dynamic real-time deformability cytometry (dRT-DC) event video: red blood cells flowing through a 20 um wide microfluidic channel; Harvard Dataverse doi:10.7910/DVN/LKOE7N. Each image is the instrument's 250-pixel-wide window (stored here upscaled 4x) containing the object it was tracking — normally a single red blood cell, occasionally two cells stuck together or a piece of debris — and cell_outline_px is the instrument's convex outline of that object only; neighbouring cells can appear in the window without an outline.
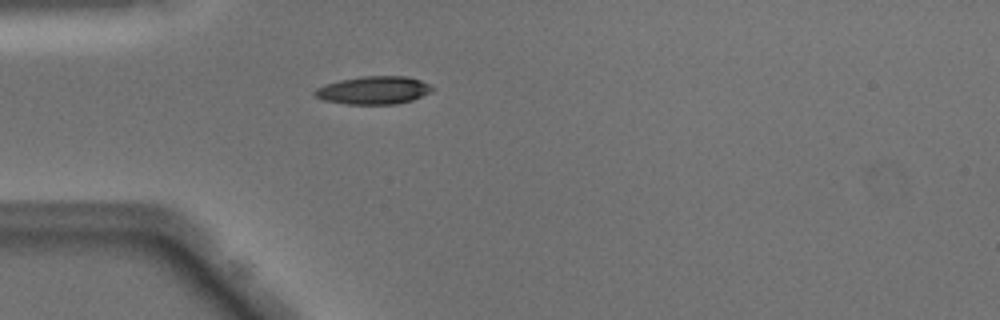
{"species": "Egyptian fruit bat (a non-hibernating species)", "species_latin": "Rousettus aegyptiacus", "temperature_condition": "warm", "stored_images_in_passage": 38, "camera_frame_rate_fps": 3000, "um_per_image_px": 0.085, "animal": {"sex": "male"}, "frame": {"image": 1, "passage_image": 3, "time_ms": 0.667, "image_size_px": [1000, 320], "cell_outline_px": [[436, 88], [412, 100], [396, 104], [348, 104], [324, 100], [316, 96], [312, 92], [316, 88], [324, 84], [340, 80], [364, 76], [404, 76], [420, 80]], "centroid_in_image_um": [31.73, 7.67], "position_along_channel_um": 53.3, "area_um2": 18.96}}
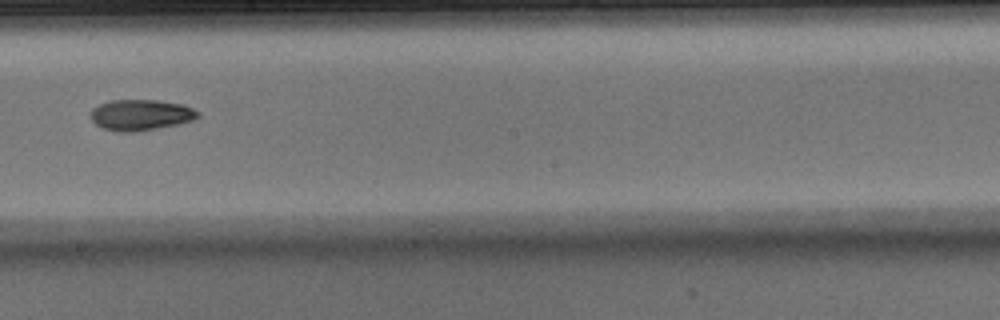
{"frame": {"image": 2, "passage_image": 17, "time_ms": 5.333, "image_size_px": [1000, 320], "cell_outline_px": [[200, 116], [192, 120], [176, 124], [136, 132], [120, 132], [100, 128], [92, 120], [92, 108], [100, 104], [112, 100], [156, 100], [184, 104], [200, 112]], "centroid_in_image_um": [11.97, 9.77], "position_along_channel_um": 236.2, "area_um2": 19.25}}
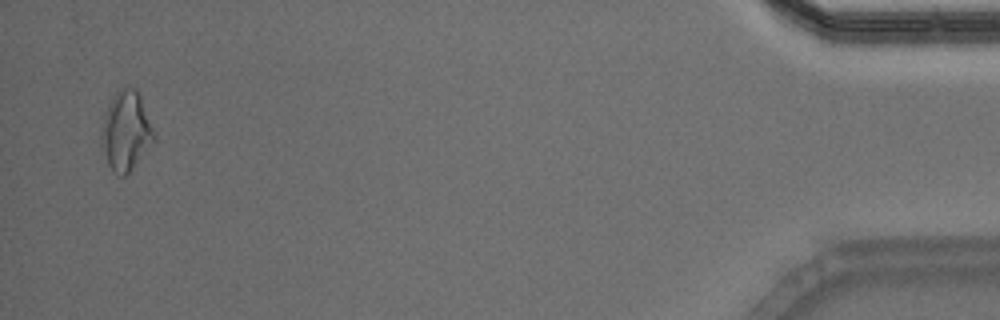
{"frame": {"image": 3, "passage_image": 37, "time_ms": 12.0, "image_size_px": [1000, 320], "cell_outline_px": [[156, 136], [132, 168], [124, 176], [116, 176], [108, 164], [100, 144], [100, 132], [104, 112], [112, 96], [116, 92], [124, 88], [136, 88], [140, 96]], "centroid_in_image_um": [10.65, 11.13], "position_along_channel_um": 424.5, "area_um2": 24.04}, "authors_computed_cell_mechanics": {"area_um2": 19.1896, "velocity_mm_per_s": 4.0792, "shape_relaxation_time_tau1_ms": 7.241, "shape_relaxation_time_tau2_ms": 3.6826, "deformation_change_tau1": 0.1797, "deformation_change_tau2": 0.0966}}